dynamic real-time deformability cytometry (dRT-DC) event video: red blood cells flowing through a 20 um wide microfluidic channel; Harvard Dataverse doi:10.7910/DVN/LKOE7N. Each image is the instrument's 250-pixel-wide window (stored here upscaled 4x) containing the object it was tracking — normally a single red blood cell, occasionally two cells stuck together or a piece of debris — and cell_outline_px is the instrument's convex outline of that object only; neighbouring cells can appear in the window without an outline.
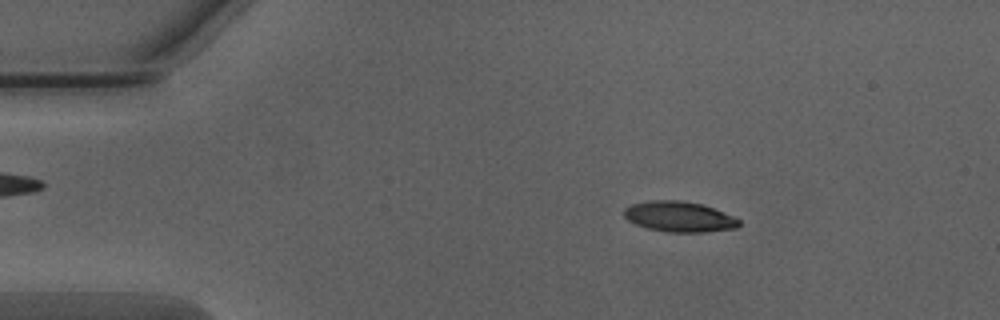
{"species": "Egyptian fruit bat (a non-hibernating species)", "species_latin": "Rousettus aegyptiacus", "temperature_condition": "warm", "stored_images_in_passage": 50, "camera_frame_rate_fps": 3000, "um_per_image_px": 0.085, "animal": {"sex": "male"}, "frame": {"image": 1, "passage_image": 8, "time_ms": 2.333, "image_size_px": [1000, 320], "cell_outline_px": [[740, 224], [736, 228], [704, 232], [668, 232], [648, 228], [636, 224], [628, 220], [624, 216], [624, 208], [632, 204], [652, 200], [680, 200], [704, 204], [732, 216], [740, 220]], "centroid_in_image_um": [57.73, 18.41], "position_along_channel_um": 27.3, "area_um2": 20.35}}
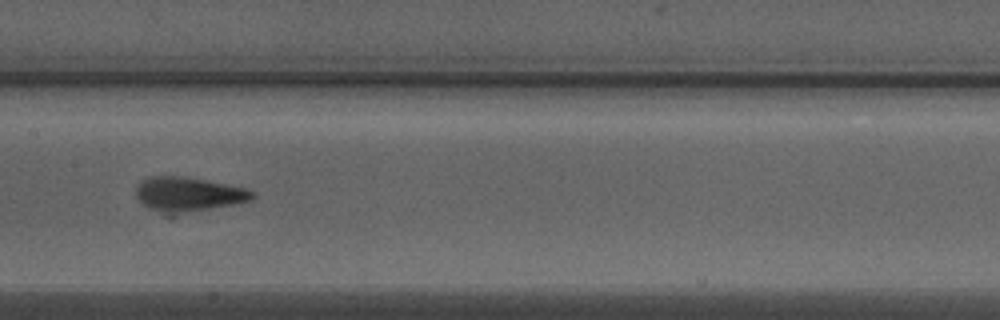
{"frame": {"image": 2, "passage_image": 25, "time_ms": 8.0, "image_size_px": [1000, 320], "cell_outline_px": [[256, 196], [252, 200], [232, 204], [168, 216], [164, 216], [144, 204], [136, 196], [136, 188], [140, 180], [148, 176], [184, 176], [244, 188], [256, 192]], "centroid_in_image_um": [15.96, 16.52], "position_along_channel_um": 191.4, "area_um2": 23.41}}
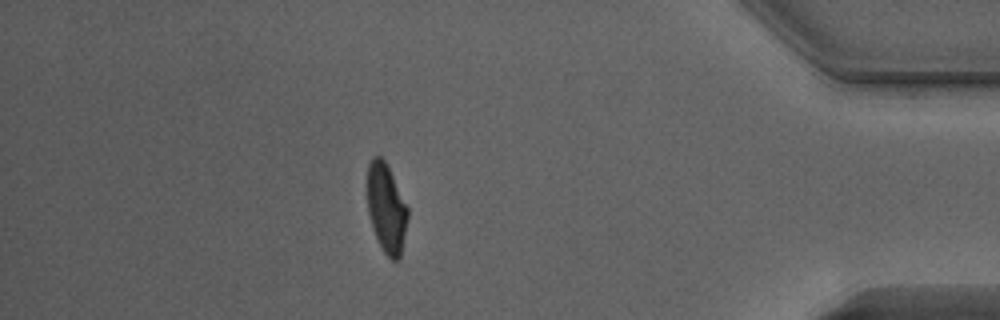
{"frame": {"image": 3, "passage_image": 44, "time_ms": 14.333, "image_size_px": [1000, 320], "cell_outline_px": [[408, 220], [400, 256], [396, 260], [392, 260], [384, 252], [376, 236], [368, 212], [368, 164], [372, 156], [380, 156], [384, 160], [408, 208]], "centroid_in_image_um": [32.84, 17.7], "position_along_channel_um": 402.4, "area_um2": 20.46}, "authors_computed_cell_mechanics": {"area_um2": 21.2993, "velocity_mm_per_s": 4.0363, "shape_relaxation_time_tau1_ms": 4.2921, "shape_relaxation_time_tau2_ms": 1.3495, "deformation_change_tau1": 0.1894, "deformation_change_tau2": 0.0782}}